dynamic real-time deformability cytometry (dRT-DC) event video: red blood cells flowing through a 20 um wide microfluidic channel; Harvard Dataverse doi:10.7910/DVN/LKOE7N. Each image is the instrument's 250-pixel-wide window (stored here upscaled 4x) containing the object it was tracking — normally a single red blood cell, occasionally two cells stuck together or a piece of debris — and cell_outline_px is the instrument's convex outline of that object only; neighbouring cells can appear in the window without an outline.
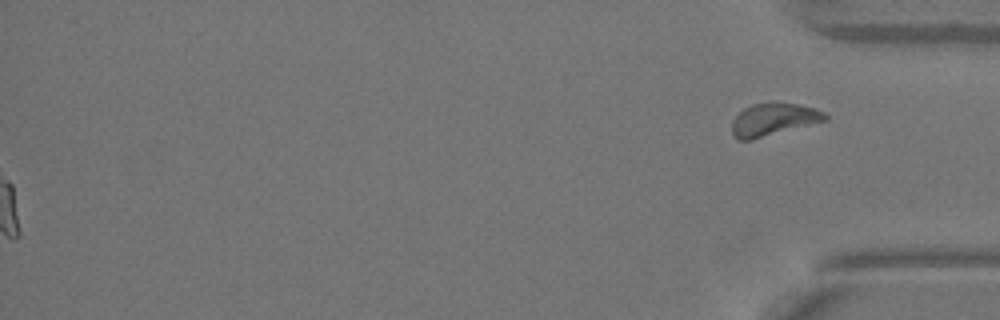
{"species": "Egyptian fruit bat (a non-hibernating species)", "species_latin": "Rousettus aegyptiacus", "temperature_condition": "warm", "stored_images_in_passage": 51, "segment_of_instrument_passage": [2, 2], "camera_frame_rate_fps": 3000, "um_per_image_px": 0.085, "animal": {"sex": "female"}, "frame": {"image": 1, "passage_image": 51, "time_ms": 16.667, "image_size_px": [1000, 320], "cell_outline_px": [[828, 120], [752, 140], [740, 140], [732, 132], [732, 120], [744, 108], [752, 104], [768, 100], [772, 100], [796, 104], [816, 108], [824, 112], [828, 116]], "centroid_in_image_um": [65.76, 10.12], "position_along_channel_um": 369.4, "area_um2": 18.03}}